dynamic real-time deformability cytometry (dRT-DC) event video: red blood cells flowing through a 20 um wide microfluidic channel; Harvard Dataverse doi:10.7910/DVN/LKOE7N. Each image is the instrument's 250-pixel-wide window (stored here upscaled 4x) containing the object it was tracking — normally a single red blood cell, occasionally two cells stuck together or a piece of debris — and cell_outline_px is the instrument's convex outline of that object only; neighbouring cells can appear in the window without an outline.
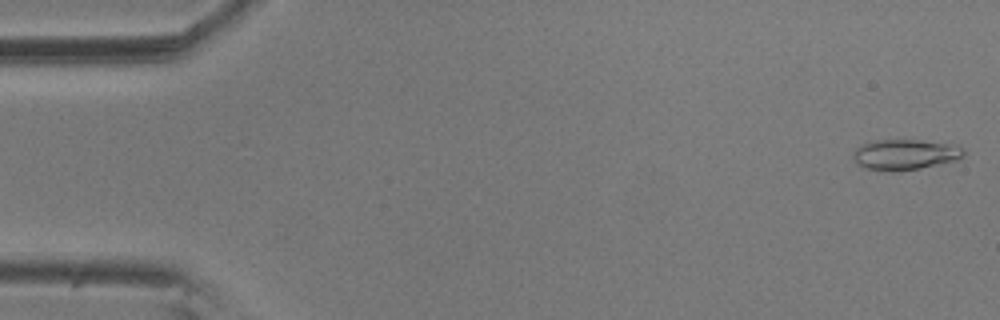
{"species": "common noctule bat (a hibernating species)", "species_latin": "Nyctalus noctula", "temperature_condition": "room temperature", "stored_images_in_passage": 6, "camera_frame_rate_fps": 3000, "um_per_image_px": 0.085, "animal": {"sex": "male", "body_mass_g": 20.5, "forearm_length_mm": 52.5}, "frame": {"image": 1, "passage_image": 1, "time_ms": 0.0, "image_size_px": [1000, 320], "cell_outline_px": [[964, 156], [956, 160], [920, 168], [892, 172], [868, 168], [860, 164], [852, 156], [856, 148], [864, 144], [880, 140], [916, 140], [948, 144], [960, 148], [964, 152]], "centroid_in_image_um": [76.92, 13.14], "position_along_channel_um": 8.1, "area_um2": 19.02}}
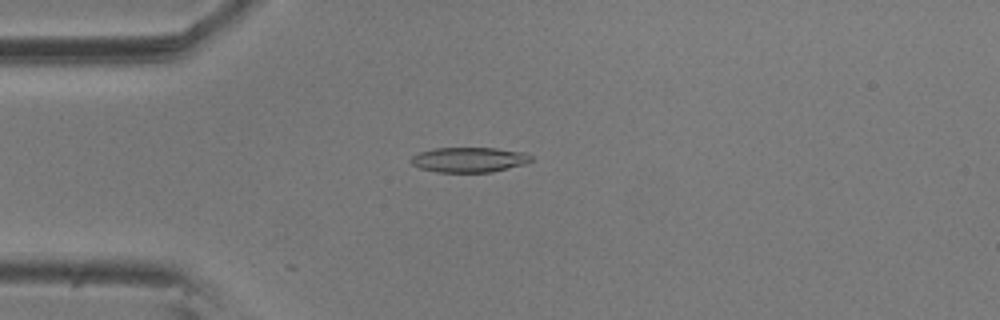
{"frame": {"image": 2, "passage_image": 5, "time_ms": 1.333, "image_size_px": [1000, 320], "cell_outline_px": [[532, 160], [528, 164], [492, 172], [436, 172], [420, 168], [412, 164], [408, 160], [412, 156], [420, 152], [432, 148], [496, 148], [524, 152], [532, 156]], "centroid_in_image_um": [39.89, 13.58], "position_along_channel_um": 45.1, "area_um2": 17.74}}
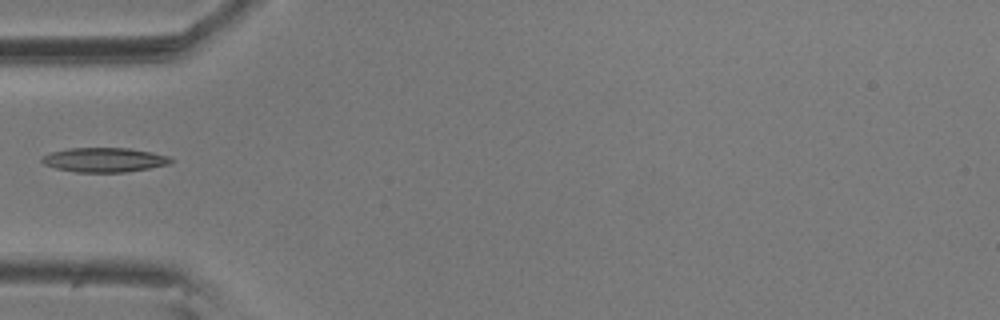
{"frame": {"image": 3, "passage_image": 6, "time_ms": 1.667, "image_size_px": [1000, 320], "cell_outline_px": [[172, 160], [168, 164], [148, 168], [124, 172], [76, 172], [56, 168], [44, 164], [40, 160], [44, 156], [52, 152], [68, 148], [128, 148], [152, 152], [168, 156]], "centroid_in_image_um": [8.84, 13.58], "position_along_channel_um": 76.2, "area_um2": 18.09}}